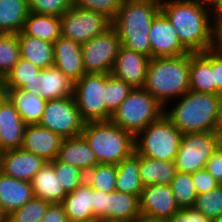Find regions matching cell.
<instances>
[{
    "label": "cell",
    "instance_id": "6da1fadb",
    "mask_svg": "<svg viewBox=\"0 0 222 222\" xmlns=\"http://www.w3.org/2000/svg\"><path fill=\"white\" fill-rule=\"evenodd\" d=\"M160 9L191 53L216 47L211 6L197 0H160Z\"/></svg>",
    "mask_w": 222,
    "mask_h": 222
},
{
    "label": "cell",
    "instance_id": "7a4b0ae2",
    "mask_svg": "<svg viewBox=\"0 0 222 222\" xmlns=\"http://www.w3.org/2000/svg\"><path fill=\"white\" fill-rule=\"evenodd\" d=\"M143 89L164 107L190 90V53L150 59Z\"/></svg>",
    "mask_w": 222,
    "mask_h": 222
},
{
    "label": "cell",
    "instance_id": "3957f363",
    "mask_svg": "<svg viewBox=\"0 0 222 222\" xmlns=\"http://www.w3.org/2000/svg\"><path fill=\"white\" fill-rule=\"evenodd\" d=\"M160 11V0H123L112 21L121 45L151 57L149 31L152 21Z\"/></svg>",
    "mask_w": 222,
    "mask_h": 222
},
{
    "label": "cell",
    "instance_id": "277c9868",
    "mask_svg": "<svg viewBox=\"0 0 222 222\" xmlns=\"http://www.w3.org/2000/svg\"><path fill=\"white\" fill-rule=\"evenodd\" d=\"M218 99V94L189 90L178 101L170 102L164 115L182 134L217 132Z\"/></svg>",
    "mask_w": 222,
    "mask_h": 222
},
{
    "label": "cell",
    "instance_id": "5b68a950",
    "mask_svg": "<svg viewBox=\"0 0 222 222\" xmlns=\"http://www.w3.org/2000/svg\"><path fill=\"white\" fill-rule=\"evenodd\" d=\"M81 135L95 152L98 164L117 165L135 152V135L111 120L85 122Z\"/></svg>",
    "mask_w": 222,
    "mask_h": 222
},
{
    "label": "cell",
    "instance_id": "8992f818",
    "mask_svg": "<svg viewBox=\"0 0 222 222\" xmlns=\"http://www.w3.org/2000/svg\"><path fill=\"white\" fill-rule=\"evenodd\" d=\"M165 107L143 88H133L112 113L111 121L135 136L164 115Z\"/></svg>",
    "mask_w": 222,
    "mask_h": 222
},
{
    "label": "cell",
    "instance_id": "52a82bcc",
    "mask_svg": "<svg viewBox=\"0 0 222 222\" xmlns=\"http://www.w3.org/2000/svg\"><path fill=\"white\" fill-rule=\"evenodd\" d=\"M183 134L163 115L135 136V151L142 156L164 161H174Z\"/></svg>",
    "mask_w": 222,
    "mask_h": 222
},
{
    "label": "cell",
    "instance_id": "ba28073f",
    "mask_svg": "<svg viewBox=\"0 0 222 222\" xmlns=\"http://www.w3.org/2000/svg\"><path fill=\"white\" fill-rule=\"evenodd\" d=\"M73 97L84 122L111 119L105 103V74H84L74 82Z\"/></svg>",
    "mask_w": 222,
    "mask_h": 222
},
{
    "label": "cell",
    "instance_id": "9c48e42d",
    "mask_svg": "<svg viewBox=\"0 0 222 222\" xmlns=\"http://www.w3.org/2000/svg\"><path fill=\"white\" fill-rule=\"evenodd\" d=\"M221 145L217 132L183 134L174 163L182 173H195L204 169L213 152Z\"/></svg>",
    "mask_w": 222,
    "mask_h": 222
},
{
    "label": "cell",
    "instance_id": "30bf717a",
    "mask_svg": "<svg viewBox=\"0 0 222 222\" xmlns=\"http://www.w3.org/2000/svg\"><path fill=\"white\" fill-rule=\"evenodd\" d=\"M121 46V40L113 26L82 44L86 74H111Z\"/></svg>",
    "mask_w": 222,
    "mask_h": 222
},
{
    "label": "cell",
    "instance_id": "8fae6325",
    "mask_svg": "<svg viewBox=\"0 0 222 222\" xmlns=\"http://www.w3.org/2000/svg\"><path fill=\"white\" fill-rule=\"evenodd\" d=\"M60 20L61 36L81 45L112 26V21L104 14L76 6L66 11Z\"/></svg>",
    "mask_w": 222,
    "mask_h": 222
},
{
    "label": "cell",
    "instance_id": "7c38bea8",
    "mask_svg": "<svg viewBox=\"0 0 222 222\" xmlns=\"http://www.w3.org/2000/svg\"><path fill=\"white\" fill-rule=\"evenodd\" d=\"M73 96L47 100L40 126L59 134L62 138L81 135L84 127Z\"/></svg>",
    "mask_w": 222,
    "mask_h": 222
},
{
    "label": "cell",
    "instance_id": "4fadbf2b",
    "mask_svg": "<svg viewBox=\"0 0 222 222\" xmlns=\"http://www.w3.org/2000/svg\"><path fill=\"white\" fill-rule=\"evenodd\" d=\"M149 41L151 58L174 57L190 53L180 42L178 33L162 11L152 21Z\"/></svg>",
    "mask_w": 222,
    "mask_h": 222
},
{
    "label": "cell",
    "instance_id": "5bb4252c",
    "mask_svg": "<svg viewBox=\"0 0 222 222\" xmlns=\"http://www.w3.org/2000/svg\"><path fill=\"white\" fill-rule=\"evenodd\" d=\"M180 210L170 185L153 184L143 187L139 197L142 216L167 220Z\"/></svg>",
    "mask_w": 222,
    "mask_h": 222
},
{
    "label": "cell",
    "instance_id": "9a60e30c",
    "mask_svg": "<svg viewBox=\"0 0 222 222\" xmlns=\"http://www.w3.org/2000/svg\"><path fill=\"white\" fill-rule=\"evenodd\" d=\"M45 164L44 159L22 148L0 152V172L19 180L31 182Z\"/></svg>",
    "mask_w": 222,
    "mask_h": 222
},
{
    "label": "cell",
    "instance_id": "2e32d148",
    "mask_svg": "<svg viewBox=\"0 0 222 222\" xmlns=\"http://www.w3.org/2000/svg\"><path fill=\"white\" fill-rule=\"evenodd\" d=\"M151 57L120 47L112 75L133 88H143Z\"/></svg>",
    "mask_w": 222,
    "mask_h": 222
},
{
    "label": "cell",
    "instance_id": "e0dca14e",
    "mask_svg": "<svg viewBox=\"0 0 222 222\" xmlns=\"http://www.w3.org/2000/svg\"><path fill=\"white\" fill-rule=\"evenodd\" d=\"M25 126L13 103L0 92V152L22 147Z\"/></svg>",
    "mask_w": 222,
    "mask_h": 222
},
{
    "label": "cell",
    "instance_id": "ac0fdd59",
    "mask_svg": "<svg viewBox=\"0 0 222 222\" xmlns=\"http://www.w3.org/2000/svg\"><path fill=\"white\" fill-rule=\"evenodd\" d=\"M63 138L39 124L26 125L22 149L44 159L54 161L59 153Z\"/></svg>",
    "mask_w": 222,
    "mask_h": 222
},
{
    "label": "cell",
    "instance_id": "d6986e66",
    "mask_svg": "<svg viewBox=\"0 0 222 222\" xmlns=\"http://www.w3.org/2000/svg\"><path fill=\"white\" fill-rule=\"evenodd\" d=\"M54 64L73 83L79 80L84 74L81 44L60 37L53 43Z\"/></svg>",
    "mask_w": 222,
    "mask_h": 222
},
{
    "label": "cell",
    "instance_id": "ffe728a7",
    "mask_svg": "<svg viewBox=\"0 0 222 222\" xmlns=\"http://www.w3.org/2000/svg\"><path fill=\"white\" fill-rule=\"evenodd\" d=\"M140 216L138 196L118 190L105 195L104 222H135Z\"/></svg>",
    "mask_w": 222,
    "mask_h": 222
},
{
    "label": "cell",
    "instance_id": "44dd1931",
    "mask_svg": "<svg viewBox=\"0 0 222 222\" xmlns=\"http://www.w3.org/2000/svg\"><path fill=\"white\" fill-rule=\"evenodd\" d=\"M57 159L62 163L76 166L83 172L98 165L95 152L82 135L63 138Z\"/></svg>",
    "mask_w": 222,
    "mask_h": 222
},
{
    "label": "cell",
    "instance_id": "7402d4cb",
    "mask_svg": "<svg viewBox=\"0 0 222 222\" xmlns=\"http://www.w3.org/2000/svg\"><path fill=\"white\" fill-rule=\"evenodd\" d=\"M34 197L31 182L0 172V205L8 215Z\"/></svg>",
    "mask_w": 222,
    "mask_h": 222
},
{
    "label": "cell",
    "instance_id": "603a6c76",
    "mask_svg": "<svg viewBox=\"0 0 222 222\" xmlns=\"http://www.w3.org/2000/svg\"><path fill=\"white\" fill-rule=\"evenodd\" d=\"M26 125L39 124L46 106V99L24 89H1Z\"/></svg>",
    "mask_w": 222,
    "mask_h": 222
},
{
    "label": "cell",
    "instance_id": "cb8c5ba5",
    "mask_svg": "<svg viewBox=\"0 0 222 222\" xmlns=\"http://www.w3.org/2000/svg\"><path fill=\"white\" fill-rule=\"evenodd\" d=\"M190 90L216 94L212 70V49L190 52Z\"/></svg>",
    "mask_w": 222,
    "mask_h": 222
},
{
    "label": "cell",
    "instance_id": "d4e9b609",
    "mask_svg": "<svg viewBox=\"0 0 222 222\" xmlns=\"http://www.w3.org/2000/svg\"><path fill=\"white\" fill-rule=\"evenodd\" d=\"M31 186L36 198H40L50 204H61L67 195L57 178L54 165L46 164L35 174Z\"/></svg>",
    "mask_w": 222,
    "mask_h": 222
},
{
    "label": "cell",
    "instance_id": "484cf974",
    "mask_svg": "<svg viewBox=\"0 0 222 222\" xmlns=\"http://www.w3.org/2000/svg\"><path fill=\"white\" fill-rule=\"evenodd\" d=\"M93 188L84 182L61 202L67 219L96 222L93 216Z\"/></svg>",
    "mask_w": 222,
    "mask_h": 222
},
{
    "label": "cell",
    "instance_id": "4316f807",
    "mask_svg": "<svg viewBox=\"0 0 222 222\" xmlns=\"http://www.w3.org/2000/svg\"><path fill=\"white\" fill-rule=\"evenodd\" d=\"M31 62L20 58L1 82V89H24L35 95L39 94V71Z\"/></svg>",
    "mask_w": 222,
    "mask_h": 222
},
{
    "label": "cell",
    "instance_id": "83f0119b",
    "mask_svg": "<svg viewBox=\"0 0 222 222\" xmlns=\"http://www.w3.org/2000/svg\"><path fill=\"white\" fill-rule=\"evenodd\" d=\"M39 96L46 100L73 96L74 83L55 66L39 71Z\"/></svg>",
    "mask_w": 222,
    "mask_h": 222
},
{
    "label": "cell",
    "instance_id": "f1b7e54d",
    "mask_svg": "<svg viewBox=\"0 0 222 222\" xmlns=\"http://www.w3.org/2000/svg\"><path fill=\"white\" fill-rule=\"evenodd\" d=\"M17 35H28L55 43L61 37L60 17L30 12Z\"/></svg>",
    "mask_w": 222,
    "mask_h": 222
},
{
    "label": "cell",
    "instance_id": "f546056e",
    "mask_svg": "<svg viewBox=\"0 0 222 222\" xmlns=\"http://www.w3.org/2000/svg\"><path fill=\"white\" fill-rule=\"evenodd\" d=\"M177 170L174 161L155 160L139 155V177L144 187L170 185Z\"/></svg>",
    "mask_w": 222,
    "mask_h": 222
},
{
    "label": "cell",
    "instance_id": "4dcf8cb0",
    "mask_svg": "<svg viewBox=\"0 0 222 222\" xmlns=\"http://www.w3.org/2000/svg\"><path fill=\"white\" fill-rule=\"evenodd\" d=\"M21 58L31 62L40 69L54 64L53 43L28 35H18Z\"/></svg>",
    "mask_w": 222,
    "mask_h": 222
},
{
    "label": "cell",
    "instance_id": "1f68e13d",
    "mask_svg": "<svg viewBox=\"0 0 222 222\" xmlns=\"http://www.w3.org/2000/svg\"><path fill=\"white\" fill-rule=\"evenodd\" d=\"M30 13L28 0H0V30L18 34Z\"/></svg>",
    "mask_w": 222,
    "mask_h": 222
},
{
    "label": "cell",
    "instance_id": "d6a6232c",
    "mask_svg": "<svg viewBox=\"0 0 222 222\" xmlns=\"http://www.w3.org/2000/svg\"><path fill=\"white\" fill-rule=\"evenodd\" d=\"M116 167V190L140 197L144 186L139 177V154L135 151Z\"/></svg>",
    "mask_w": 222,
    "mask_h": 222
},
{
    "label": "cell",
    "instance_id": "836d02e7",
    "mask_svg": "<svg viewBox=\"0 0 222 222\" xmlns=\"http://www.w3.org/2000/svg\"><path fill=\"white\" fill-rule=\"evenodd\" d=\"M116 176V165L98 164L84 172V183L95 190L110 193L116 190Z\"/></svg>",
    "mask_w": 222,
    "mask_h": 222
},
{
    "label": "cell",
    "instance_id": "e575fe53",
    "mask_svg": "<svg viewBox=\"0 0 222 222\" xmlns=\"http://www.w3.org/2000/svg\"><path fill=\"white\" fill-rule=\"evenodd\" d=\"M170 187L180 209L194 207L198 194L191 173L177 171Z\"/></svg>",
    "mask_w": 222,
    "mask_h": 222
},
{
    "label": "cell",
    "instance_id": "d590c367",
    "mask_svg": "<svg viewBox=\"0 0 222 222\" xmlns=\"http://www.w3.org/2000/svg\"><path fill=\"white\" fill-rule=\"evenodd\" d=\"M20 44L17 34H3L0 37V79L11 71L20 60Z\"/></svg>",
    "mask_w": 222,
    "mask_h": 222
},
{
    "label": "cell",
    "instance_id": "8d00e7d4",
    "mask_svg": "<svg viewBox=\"0 0 222 222\" xmlns=\"http://www.w3.org/2000/svg\"><path fill=\"white\" fill-rule=\"evenodd\" d=\"M132 89L133 87L125 81L114 77L112 74H105L106 108L113 113L127 98Z\"/></svg>",
    "mask_w": 222,
    "mask_h": 222
},
{
    "label": "cell",
    "instance_id": "74e56055",
    "mask_svg": "<svg viewBox=\"0 0 222 222\" xmlns=\"http://www.w3.org/2000/svg\"><path fill=\"white\" fill-rule=\"evenodd\" d=\"M50 203L34 197L8 215V222H40Z\"/></svg>",
    "mask_w": 222,
    "mask_h": 222
},
{
    "label": "cell",
    "instance_id": "f35d334b",
    "mask_svg": "<svg viewBox=\"0 0 222 222\" xmlns=\"http://www.w3.org/2000/svg\"><path fill=\"white\" fill-rule=\"evenodd\" d=\"M51 163L66 193L73 192L84 182V172L80 168L62 163L57 158Z\"/></svg>",
    "mask_w": 222,
    "mask_h": 222
},
{
    "label": "cell",
    "instance_id": "ab89813d",
    "mask_svg": "<svg viewBox=\"0 0 222 222\" xmlns=\"http://www.w3.org/2000/svg\"><path fill=\"white\" fill-rule=\"evenodd\" d=\"M194 208L210 219L219 216L222 213V185L210 192L198 194Z\"/></svg>",
    "mask_w": 222,
    "mask_h": 222
},
{
    "label": "cell",
    "instance_id": "60d3db41",
    "mask_svg": "<svg viewBox=\"0 0 222 222\" xmlns=\"http://www.w3.org/2000/svg\"><path fill=\"white\" fill-rule=\"evenodd\" d=\"M30 12L61 17L74 6V0H28Z\"/></svg>",
    "mask_w": 222,
    "mask_h": 222
},
{
    "label": "cell",
    "instance_id": "b9f144b4",
    "mask_svg": "<svg viewBox=\"0 0 222 222\" xmlns=\"http://www.w3.org/2000/svg\"><path fill=\"white\" fill-rule=\"evenodd\" d=\"M123 0H74V6L104 14L111 21L115 19Z\"/></svg>",
    "mask_w": 222,
    "mask_h": 222
},
{
    "label": "cell",
    "instance_id": "7bdbcfd3",
    "mask_svg": "<svg viewBox=\"0 0 222 222\" xmlns=\"http://www.w3.org/2000/svg\"><path fill=\"white\" fill-rule=\"evenodd\" d=\"M192 180L197 194L210 192L221 185L205 168L192 173Z\"/></svg>",
    "mask_w": 222,
    "mask_h": 222
},
{
    "label": "cell",
    "instance_id": "ee69618b",
    "mask_svg": "<svg viewBox=\"0 0 222 222\" xmlns=\"http://www.w3.org/2000/svg\"><path fill=\"white\" fill-rule=\"evenodd\" d=\"M166 222H211V219L204 216L194 207L180 209Z\"/></svg>",
    "mask_w": 222,
    "mask_h": 222
},
{
    "label": "cell",
    "instance_id": "f6af8a7d",
    "mask_svg": "<svg viewBox=\"0 0 222 222\" xmlns=\"http://www.w3.org/2000/svg\"><path fill=\"white\" fill-rule=\"evenodd\" d=\"M205 169L222 185V144L206 162Z\"/></svg>",
    "mask_w": 222,
    "mask_h": 222
},
{
    "label": "cell",
    "instance_id": "bcb514c9",
    "mask_svg": "<svg viewBox=\"0 0 222 222\" xmlns=\"http://www.w3.org/2000/svg\"><path fill=\"white\" fill-rule=\"evenodd\" d=\"M212 70L216 85V94L222 93V51L216 46L212 48Z\"/></svg>",
    "mask_w": 222,
    "mask_h": 222
},
{
    "label": "cell",
    "instance_id": "7dc6e473",
    "mask_svg": "<svg viewBox=\"0 0 222 222\" xmlns=\"http://www.w3.org/2000/svg\"><path fill=\"white\" fill-rule=\"evenodd\" d=\"M67 220L61 204H50L40 222H65Z\"/></svg>",
    "mask_w": 222,
    "mask_h": 222
},
{
    "label": "cell",
    "instance_id": "c3c4849f",
    "mask_svg": "<svg viewBox=\"0 0 222 222\" xmlns=\"http://www.w3.org/2000/svg\"><path fill=\"white\" fill-rule=\"evenodd\" d=\"M108 193L93 189V216L97 221L104 222V202Z\"/></svg>",
    "mask_w": 222,
    "mask_h": 222
},
{
    "label": "cell",
    "instance_id": "681fc988",
    "mask_svg": "<svg viewBox=\"0 0 222 222\" xmlns=\"http://www.w3.org/2000/svg\"><path fill=\"white\" fill-rule=\"evenodd\" d=\"M212 18L216 23L222 17V0H216L211 6Z\"/></svg>",
    "mask_w": 222,
    "mask_h": 222
},
{
    "label": "cell",
    "instance_id": "f907efd6",
    "mask_svg": "<svg viewBox=\"0 0 222 222\" xmlns=\"http://www.w3.org/2000/svg\"><path fill=\"white\" fill-rule=\"evenodd\" d=\"M217 133H222V93L219 95L217 117H216Z\"/></svg>",
    "mask_w": 222,
    "mask_h": 222
},
{
    "label": "cell",
    "instance_id": "816d5d0a",
    "mask_svg": "<svg viewBox=\"0 0 222 222\" xmlns=\"http://www.w3.org/2000/svg\"><path fill=\"white\" fill-rule=\"evenodd\" d=\"M222 38V17L215 23V42Z\"/></svg>",
    "mask_w": 222,
    "mask_h": 222
},
{
    "label": "cell",
    "instance_id": "f5cc1de1",
    "mask_svg": "<svg viewBox=\"0 0 222 222\" xmlns=\"http://www.w3.org/2000/svg\"><path fill=\"white\" fill-rule=\"evenodd\" d=\"M135 222H166V220L153 219L141 215Z\"/></svg>",
    "mask_w": 222,
    "mask_h": 222
},
{
    "label": "cell",
    "instance_id": "db71d44e",
    "mask_svg": "<svg viewBox=\"0 0 222 222\" xmlns=\"http://www.w3.org/2000/svg\"><path fill=\"white\" fill-rule=\"evenodd\" d=\"M0 222H8V214L0 205Z\"/></svg>",
    "mask_w": 222,
    "mask_h": 222
},
{
    "label": "cell",
    "instance_id": "11a10c76",
    "mask_svg": "<svg viewBox=\"0 0 222 222\" xmlns=\"http://www.w3.org/2000/svg\"><path fill=\"white\" fill-rule=\"evenodd\" d=\"M197 1H199V2H202V3H205V4H208V5L212 6L216 0H197Z\"/></svg>",
    "mask_w": 222,
    "mask_h": 222
},
{
    "label": "cell",
    "instance_id": "9f6ffc18",
    "mask_svg": "<svg viewBox=\"0 0 222 222\" xmlns=\"http://www.w3.org/2000/svg\"><path fill=\"white\" fill-rule=\"evenodd\" d=\"M211 222H222V213L219 216L212 218Z\"/></svg>",
    "mask_w": 222,
    "mask_h": 222
},
{
    "label": "cell",
    "instance_id": "6f0895ef",
    "mask_svg": "<svg viewBox=\"0 0 222 222\" xmlns=\"http://www.w3.org/2000/svg\"><path fill=\"white\" fill-rule=\"evenodd\" d=\"M216 46L222 51V38L216 43Z\"/></svg>",
    "mask_w": 222,
    "mask_h": 222
},
{
    "label": "cell",
    "instance_id": "680465c9",
    "mask_svg": "<svg viewBox=\"0 0 222 222\" xmlns=\"http://www.w3.org/2000/svg\"><path fill=\"white\" fill-rule=\"evenodd\" d=\"M65 222H86V221H78V220L67 219Z\"/></svg>",
    "mask_w": 222,
    "mask_h": 222
},
{
    "label": "cell",
    "instance_id": "91938a15",
    "mask_svg": "<svg viewBox=\"0 0 222 222\" xmlns=\"http://www.w3.org/2000/svg\"><path fill=\"white\" fill-rule=\"evenodd\" d=\"M4 33L0 30V37L3 35Z\"/></svg>",
    "mask_w": 222,
    "mask_h": 222
}]
</instances>
